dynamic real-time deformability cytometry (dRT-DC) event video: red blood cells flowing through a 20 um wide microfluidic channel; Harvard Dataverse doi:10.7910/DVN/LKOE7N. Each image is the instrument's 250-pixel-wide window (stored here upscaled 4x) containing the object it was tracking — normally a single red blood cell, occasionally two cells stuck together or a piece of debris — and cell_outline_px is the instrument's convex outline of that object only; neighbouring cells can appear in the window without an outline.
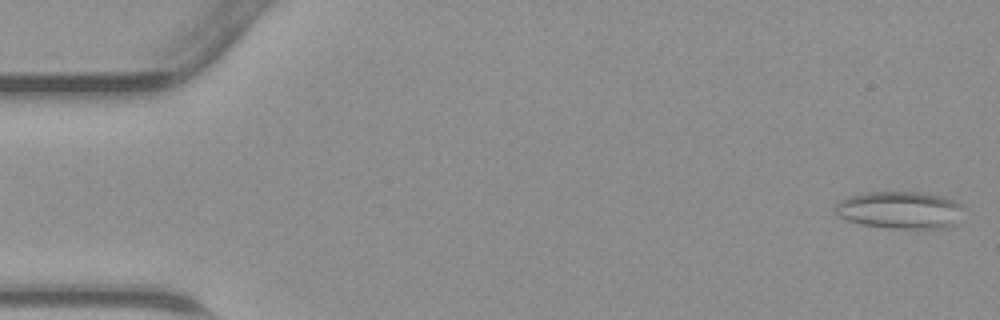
{"species": "common noctule bat (a hibernating species)", "species_latin": "Nyctalus noctula", "temperature_condition": "warm", "stored_images_in_passage": 45, "camera_frame_rate_fps": 3000, "um_per_image_px": 0.085, "animal": {"sex": "male", "body_mass_g": 23.1, "forearm_length_mm": 52.7}, "frame": {"image": 1, "passage_image": 1, "time_ms": 0.0, "image_size_px": [1000, 320], "cell_outline_px": [[968, 208], [956, 224], [944, 228], [888, 228], [860, 224], [836, 216], [832, 208], [844, 196], [864, 192], [924, 192], [944, 196], [964, 204]], "centroid_in_image_um": [76.53, 17.84], "position_along_channel_um": 8.5, "area_um2": 28.9}}
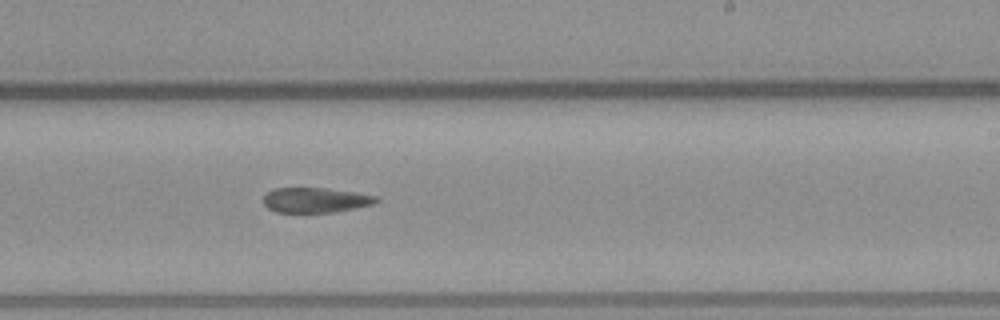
{"frame": {"image": 2, "passage_image": 27, "time_ms": 8.667, "image_size_px": [1000, 320], "cell_outline_px": [[380, 200], [372, 204], [356, 208], [336, 212], [276, 212], [268, 208], [264, 204], [264, 196], [268, 192], [276, 188], [328, 188], [376, 196]], "centroid_in_image_um": [26.81, 17.01], "position_along_channel_um": 262.2, "area_um2": 16.3}}
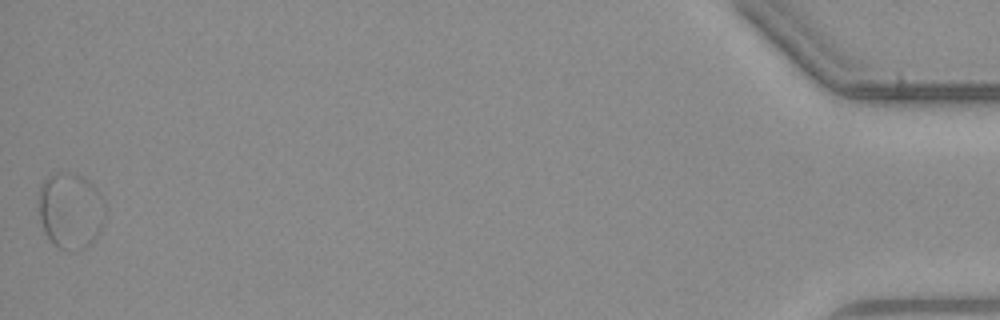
{"frame": {"image": 3, "passage_image": 45, "time_ms": 14.667, "image_size_px": [1000, 320], "cell_outline_px": [[104, 220], [100, 232], [88, 244], [80, 248], [72, 176], [80, 176], [88, 180], [96, 188], [104, 200]], "centroid_in_image_um": [7.46, 17.83], "position_along_channel_um": 427.7, "area_um2": 11.33}}